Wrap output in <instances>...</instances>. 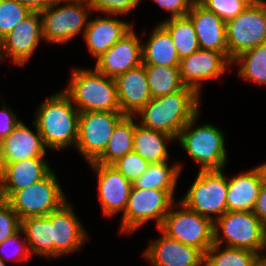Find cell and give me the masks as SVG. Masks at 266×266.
I'll use <instances>...</instances> for the list:
<instances>
[{
    "instance_id": "cell-35",
    "label": "cell",
    "mask_w": 266,
    "mask_h": 266,
    "mask_svg": "<svg viewBox=\"0 0 266 266\" xmlns=\"http://www.w3.org/2000/svg\"><path fill=\"white\" fill-rule=\"evenodd\" d=\"M253 0H202L200 4L225 23L242 13Z\"/></svg>"
},
{
    "instance_id": "cell-2",
    "label": "cell",
    "mask_w": 266,
    "mask_h": 266,
    "mask_svg": "<svg viewBox=\"0 0 266 266\" xmlns=\"http://www.w3.org/2000/svg\"><path fill=\"white\" fill-rule=\"evenodd\" d=\"M34 120L46 148L61 150L77 144L79 110L64 92L40 103Z\"/></svg>"
},
{
    "instance_id": "cell-45",
    "label": "cell",
    "mask_w": 266,
    "mask_h": 266,
    "mask_svg": "<svg viewBox=\"0 0 266 266\" xmlns=\"http://www.w3.org/2000/svg\"><path fill=\"white\" fill-rule=\"evenodd\" d=\"M251 266H265V264L259 259V257L252 263Z\"/></svg>"
},
{
    "instance_id": "cell-34",
    "label": "cell",
    "mask_w": 266,
    "mask_h": 266,
    "mask_svg": "<svg viewBox=\"0 0 266 266\" xmlns=\"http://www.w3.org/2000/svg\"><path fill=\"white\" fill-rule=\"evenodd\" d=\"M32 12L17 0H0V40Z\"/></svg>"
},
{
    "instance_id": "cell-13",
    "label": "cell",
    "mask_w": 266,
    "mask_h": 266,
    "mask_svg": "<svg viewBox=\"0 0 266 266\" xmlns=\"http://www.w3.org/2000/svg\"><path fill=\"white\" fill-rule=\"evenodd\" d=\"M40 39H43L41 16L39 11H33L0 40V61L8 55L14 64L22 67L37 49Z\"/></svg>"
},
{
    "instance_id": "cell-7",
    "label": "cell",
    "mask_w": 266,
    "mask_h": 266,
    "mask_svg": "<svg viewBox=\"0 0 266 266\" xmlns=\"http://www.w3.org/2000/svg\"><path fill=\"white\" fill-rule=\"evenodd\" d=\"M227 188L223 169L199 170L192 186L180 201L214 222L227 212Z\"/></svg>"
},
{
    "instance_id": "cell-39",
    "label": "cell",
    "mask_w": 266,
    "mask_h": 266,
    "mask_svg": "<svg viewBox=\"0 0 266 266\" xmlns=\"http://www.w3.org/2000/svg\"><path fill=\"white\" fill-rule=\"evenodd\" d=\"M21 233H22V231L20 230L13 237L7 238L2 243H0V251H2V254L4 253V250L6 251L7 248L9 246H11V244L14 246L17 244L16 246H19L18 248L14 247L15 250L10 251V252L14 251L13 253H11L12 256H10L13 258L12 260H14L16 257L17 261H25V260H29V258L31 257V254L29 252L27 244L24 245V242L26 243L25 237H24V240H22V238L20 237ZM21 242L23 243V245L25 247H23ZM20 245H22V247ZM2 254H0V257L3 259L4 262H5V259L3 257L10 260L9 257H6L7 255H2ZM14 255H15V257H14ZM8 256H9V254H8Z\"/></svg>"
},
{
    "instance_id": "cell-28",
    "label": "cell",
    "mask_w": 266,
    "mask_h": 266,
    "mask_svg": "<svg viewBox=\"0 0 266 266\" xmlns=\"http://www.w3.org/2000/svg\"><path fill=\"white\" fill-rule=\"evenodd\" d=\"M134 116H125L114 128L104 152L95 163L112 165L122 156L133 151L135 122Z\"/></svg>"
},
{
    "instance_id": "cell-20",
    "label": "cell",
    "mask_w": 266,
    "mask_h": 266,
    "mask_svg": "<svg viewBox=\"0 0 266 266\" xmlns=\"http://www.w3.org/2000/svg\"><path fill=\"white\" fill-rule=\"evenodd\" d=\"M120 111L125 116H136L152 99L145 66L142 64L115 78Z\"/></svg>"
},
{
    "instance_id": "cell-42",
    "label": "cell",
    "mask_w": 266,
    "mask_h": 266,
    "mask_svg": "<svg viewBox=\"0 0 266 266\" xmlns=\"http://www.w3.org/2000/svg\"><path fill=\"white\" fill-rule=\"evenodd\" d=\"M253 213L259 218V220L263 224L266 223V179L259 191V195L256 199Z\"/></svg>"
},
{
    "instance_id": "cell-21",
    "label": "cell",
    "mask_w": 266,
    "mask_h": 266,
    "mask_svg": "<svg viewBox=\"0 0 266 266\" xmlns=\"http://www.w3.org/2000/svg\"><path fill=\"white\" fill-rule=\"evenodd\" d=\"M36 133L20 121L13 131L0 141V163H13L32 157H44L46 147L37 129Z\"/></svg>"
},
{
    "instance_id": "cell-40",
    "label": "cell",
    "mask_w": 266,
    "mask_h": 266,
    "mask_svg": "<svg viewBox=\"0 0 266 266\" xmlns=\"http://www.w3.org/2000/svg\"><path fill=\"white\" fill-rule=\"evenodd\" d=\"M162 9L171 12V18L187 16L193 3L190 0H153Z\"/></svg>"
},
{
    "instance_id": "cell-26",
    "label": "cell",
    "mask_w": 266,
    "mask_h": 266,
    "mask_svg": "<svg viewBox=\"0 0 266 266\" xmlns=\"http://www.w3.org/2000/svg\"><path fill=\"white\" fill-rule=\"evenodd\" d=\"M22 234L25 235L29 252L54 258V241L51 221L47 216L29 217L21 220Z\"/></svg>"
},
{
    "instance_id": "cell-22",
    "label": "cell",
    "mask_w": 266,
    "mask_h": 266,
    "mask_svg": "<svg viewBox=\"0 0 266 266\" xmlns=\"http://www.w3.org/2000/svg\"><path fill=\"white\" fill-rule=\"evenodd\" d=\"M188 16L193 23L199 48L221 52L228 59L226 23L200 3H193Z\"/></svg>"
},
{
    "instance_id": "cell-32",
    "label": "cell",
    "mask_w": 266,
    "mask_h": 266,
    "mask_svg": "<svg viewBox=\"0 0 266 266\" xmlns=\"http://www.w3.org/2000/svg\"><path fill=\"white\" fill-rule=\"evenodd\" d=\"M235 62L240 66V78L266 85V42L240 53L232 64Z\"/></svg>"
},
{
    "instance_id": "cell-11",
    "label": "cell",
    "mask_w": 266,
    "mask_h": 266,
    "mask_svg": "<svg viewBox=\"0 0 266 266\" xmlns=\"http://www.w3.org/2000/svg\"><path fill=\"white\" fill-rule=\"evenodd\" d=\"M179 205L181 208L176 211L171 206L160 229L170 238L193 246L205 254L214 244L213 221L194 212L181 201Z\"/></svg>"
},
{
    "instance_id": "cell-46",
    "label": "cell",
    "mask_w": 266,
    "mask_h": 266,
    "mask_svg": "<svg viewBox=\"0 0 266 266\" xmlns=\"http://www.w3.org/2000/svg\"><path fill=\"white\" fill-rule=\"evenodd\" d=\"M258 257H259V259L265 264V266H266V255H265V253L264 254H259L258 255Z\"/></svg>"
},
{
    "instance_id": "cell-4",
    "label": "cell",
    "mask_w": 266,
    "mask_h": 266,
    "mask_svg": "<svg viewBox=\"0 0 266 266\" xmlns=\"http://www.w3.org/2000/svg\"><path fill=\"white\" fill-rule=\"evenodd\" d=\"M198 114L180 131L177 140L182 148L200 164V170H221L227 162L225 135L214 125L204 124L196 128Z\"/></svg>"
},
{
    "instance_id": "cell-41",
    "label": "cell",
    "mask_w": 266,
    "mask_h": 266,
    "mask_svg": "<svg viewBox=\"0 0 266 266\" xmlns=\"http://www.w3.org/2000/svg\"><path fill=\"white\" fill-rule=\"evenodd\" d=\"M15 114L2 103V109L0 110V141L7 137L20 122Z\"/></svg>"
},
{
    "instance_id": "cell-29",
    "label": "cell",
    "mask_w": 266,
    "mask_h": 266,
    "mask_svg": "<svg viewBox=\"0 0 266 266\" xmlns=\"http://www.w3.org/2000/svg\"><path fill=\"white\" fill-rule=\"evenodd\" d=\"M181 163L169 167L168 161L149 164L143 173L134 183V188L167 190L174 196V190L180 175Z\"/></svg>"
},
{
    "instance_id": "cell-15",
    "label": "cell",
    "mask_w": 266,
    "mask_h": 266,
    "mask_svg": "<svg viewBox=\"0 0 266 266\" xmlns=\"http://www.w3.org/2000/svg\"><path fill=\"white\" fill-rule=\"evenodd\" d=\"M141 39L133 27L96 62L95 69L111 78L142 65Z\"/></svg>"
},
{
    "instance_id": "cell-44",
    "label": "cell",
    "mask_w": 266,
    "mask_h": 266,
    "mask_svg": "<svg viewBox=\"0 0 266 266\" xmlns=\"http://www.w3.org/2000/svg\"><path fill=\"white\" fill-rule=\"evenodd\" d=\"M266 250V223L263 224V236H262V247H261V252L263 253Z\"/></svg>"
},
{
    "instance_id": "cell-31",
    "label": "cell",
    "mask_w": 266,
    "mask_h": 266,
    "mask_svg": "<svg viewBox=\"0 0 266 266\" xmlns=\"http://www.w3.org/2000/svg\"><path fill=\"white\" fill-rule=\"evenodd\" d=\"M145 71L152 98L173 94L185 87L180 77L179 67L145 66Z\"/></svg>"
},
{
    "instance_id": "cell-49",
    "label": "cell",
    "mask_w": 266,
    "mask_h": 266,
    "mask_svg": "<svg viewBox=\"0 0 266 266\" xmlns=\"http://www.w3.org/2000/svg\"><path fill=\"white\" fill-rule=\"evenodd\" d=\"M192 3H200L202 0H190Z\"/></svg>"
},
{
    "instance_id": "cell-33",
    "label": "cell",
    "mask_w": 266,
    "mask_h": 266,
    "mask_svg": "<svg viewBox=\"0 0 266 266\" xmlns=\"http://www.w3.org/2000/svg\"><path fill=\"white\" fill-rule=\"evenodd\" d=\"M213 244L204 254V266H251L258 253L239 248Z\"/></svg>"
},
{
    "instance_id": "cell-3",
    "label": "cell",
    "mask_w": 266,
    "mask_h": 266,
    "mask_svg": "<svg viewBox=\"0 0 266 266\" xmlns=\"http://www.w3.org/2000/svg\"><path fill=\"white\" fill-rule=\"evenodd\" d=\"M67 87L64 92L79 112L120 111L115 78L108 77L95 68L73 69Z\"/></svg>"
},
{
    "instance_id": "cell-25",
    "label": "cell",
    "mask_w": 266,
    "mask_h": 266,
    "mask_svg": "<svg viewBox=\"0 0 266 266\" xmlns=\"http://www.w3.org/2000/svg\"><path fill=\"white\" fill-rule=\"evenodd\" d=\"M142 64L171 67L180 65V58L171 36L160 23L154 28L147 42H142Z\"/></svg>"
},
{
    "instance_id": "cell-48",
    "label": "cell",
    "mask_w": 266,
    "mask_h": 266,
    "mask_svg": "<svg viewBox=\"0 0 266 266\" xmlns=\"http://www.w3.org/2000/svg\"><path fill=\"white\" fill-rule=\"evenodd\" d=\"M261 166H262V168H263V170L265 172V177H266V163L262 164Z\"/></svg>"
},
{
    "instance_id": "cell-43",
    "label": "cell",
    "mask_w": 266,
    "mask_h": 266,
    "mask_svg": "<svg viewBox=\"0 0 266 266\" xmlns=\"http://www.w3.org/2000/svg\"><path fill=\"white\" fill-rule=\"evenodd\" d=\"M32 11H41L56 3L58 0H17Z\"/></svg>"
},
{
    "instance_id": "cell-24",
    "label": "cell",
    "mask_w": 266,
    "mask_h": 266,
    "mask_svg": "<svg viewBox=\"0 0 266 266\" xmlns=\"http://www.w3.org/2000/svg\"><path fill=\"white\" fill-rule=\"evenodd\" d=\"M91 19L84 32L88 50L96 59L108 51L133 26L125 21L115 19L116 15ZM113 16V17H112Z\"/></svg>"
},
{
    "instance_id": "cell-37",
    "label": "cell",
    "mask_w": 266,
    "mask_h": 266,
    "mask_svg": "<svg viewBox=\"0 0 266 266\" xmlns=\"http://www.w3.org/2000/svg\"><path fill=\"white\" fill-rule=\"evenodd\" d=\"M20 228L18 215L6 200L0 199V243L17 234Z\"/></svg>"
},
{
    "instance_id": "cell-23",
    "label": "cell",
    "mask_w": 266,
    "mask_h": 266,
    "mask_svg": "<svg viewBox=\"0 0 266 266\" xmlns=\"http://www.w3.org/2000/svg\"><path fill=\"white\" fill-rule=\"evenodd\" d=\"M265 179V172L259 165L227 180V211H253Z\"/></svg>"
},
{
    "instance_id": "cell-27",
    "label": "cell",
    "mask_w": 266,
    "mask_h": 266,
    "mask_svg": "<svg viewBox=\"0 0 266 266\" xmlns=\"http://www.w3.org/2000/svg\"><path fill=\"white\" fill-rule=\"evenodd\" d=\"M175 138L135 123L133 151L149 164L169 160L166 142Z\"/></svg>"
},
{
    "instance_id": "cell-16",
    "label": "cell",
    "mask_w": 266,
    "mask_h": 266,
    "mask_svg": "<svg viewBox=\"0 0 266 266\" xmlns=\"http://www.w3.org/2000/svg\"><path fill=\"white\" fill-rule=\"evenodd\" d=\"M98 175V194L103 214L111 216L117 212L124 213L133 183L128 181L112 165L89 163Z\"/></svg>"
},
{
    "instance_id": "cell-17",
    "label": "cell",
    "mask_w": 266,
    "mask_h": 266,
    "mask_svg": "<svg viewBox=\"0 0 266 266\" xmlns=\"http://www.w3.org/2000/svg\"><path fill=\"white\" fill-rule=\"evenodd\" d=\"M46 216L52 225L54 258L80 250L88 235L68 201Z\"/></svg>"
},
{
    "instance_id": "cell-10",
    "label": "cell",
    "mask_w": 266,
    "mask_h": 266,
    "mask_svg": "<svg viewBox=\"0 0 266 266\" xmlns=\"http://www.w3.org/2000/svg\"><path fill=\"white\" fill-rule=\"evenodd\" d=\"M213 230L214 244L222 246L226 241L227 247L261 252L263 223L253 211H227L213 222Z\"/></svg>"
},
{
    "instance_id": "cell-6",
    "label": "cell",
    "mask_w": 266,
    "mask_h": 266,
    "mask_svg": "<svg viewBox=\"0 0 266 266\" xmlns=\"http://www.w3.org/2000/svg\"><path fill=\"white\" fill-rule=\"evenodd\" d=\"M60 187L57 176L51 170L43 179L28 188L15 191L6 201L20 220L46 216L68 201Z\"/></svg>"
},
{
    "instance_id": "cell-1",
    "label": "cell",
    "mask_w": 266,
    "mask_h": 266,
    "mask_svg": "<svg viewBox=\"0 0 266 266\" xmlns=\"http://www.w3.org/2000/svg\"><path fill=\"white\" fill-rule=\"evenodd\" d=\"M200 95L185 86L173 94L152 98L136 115L139 124L177 139L187 123L199 114Z\"/></svg>"
},
{
    "instance_id": "cell-9",
    "label": "cell",
    "mask_w": 266,
    "mask_h": 266,
    "mask_svg": "<svg viewBox=\"0 0 266 266\" xmlns=\"http://www.w3.org/2000/svg\"><path fill=\"white\" fill-rule=\"evenodd\" d=\"M173 199L167 190L132 187L127 207L122 214L120 232L130 234L153 219L160 228L171 206L174 205Z\"/></svg>"
},
{
    "instance_id": "cell-36",
    "label": "cell",
    "mask_w": 266,
    "mask_h": 266,
    "mask_svg": "<svg viewBox=\"0 0 266 266\" xmlns=\"http://www.w3.org/2000/svg\"><path fill=\"white\" fill-rule=\"evenodd\" d=\"M128 181L134 183L145 171L149 163L135 151L129 152L112 164Z\"/></svg>"
},
{
    "instance_id": "cell-18",
    "label": "cell",
    "mask_w": 266,
    "mask_h": 266,
    "mask_svg": "<svg viewBox=\"0 0 266 266\" xmlns=\"http://www.w3.org/2000/svg\"><path fill=\"white\" fill-rule=\"evenodd\" d=\"M157 229L161 237L150 243L143 253L153 266H204V254L199 249L170 238Z\"/></svg>"
},
{
    "instance_id": "cell-5",
    "label": "cell",
    "mask_w": 266,
    "mask_h": 266,
    "mask_svg": "<svg viewBox=\"0 0 266 266\" xmlns=\"http://www.w3.org/2000/svg\"><path fill=\"white\" fill-rule=\"evenodd\" d=\"M66 2V5H62ZM61 4V5H60ZM42 20L43 40L52 43H68L88 26L92 8L88 0H58L39 11ZM85 27V28H84Z\"/></svg>"
},
{
    "instance_id": "cell-19",
    "label": "cell",
    "mask_w": 266,
    "mask_h": 266,
    "mask_svg": "<svg viewBox=\"0 0 266 266\" xmlns=\"http://www.w3.org/2000/svg\"><path fill=\"white\" fill-rule=\"evenodd\" d=\"M0 164V199L3 200L43 179L52 170L44 157Z\"/></svg>"
},
{
    "instance_id": "cell-8",
    "label": "cell",
    "mask_w": 266,
    "mask_h": 266,
    "mask_svg": "<svg viewBox=\"0 0 266 266\" xmlns=\"http://www.w3.org/2000/svg\"><path fill=\"white\" fill-rule=\"evenodd\" d=\"M228 60L266 42V1L253 2L234 19L226 22Z\"/></svg>"
},
{
    "instance_id": "cell-12",
    "label": "cell",
    "mask_w": 266,
    "mask_h": 266,
    "mask_svg": "<svg viewBox=\"0 0 266 266\" xmlns=\"http://www.w3.org/2000/svg\"><path fill=\"white\" fill-rule=\"evenodd\" d=\"M125 117L121 111L80 112L76 149L94 162L105 150L116 125Z\"/></svg>"
},
{
    "instance_id": "cell-30",
    "label": "cell",
    "mask_w": 266,
    "mask_h": 266,
    "mask_svg": "<svg viewBox=\"0 0 266 266\" xmlns=\"http://www.w3.org/2000/svg\"><path fill=\"white\" fill-rule=\"evenodd\" d=\"M169 33L180 60L198 51L199 45L189 16L168 18L160 23Z\"/></svg>"
},
{
    "instance_id": "cell-38",
    "label": "cell",
    "mask_w": 266,
    "mask_h": 266,
    "mask_svg": "<svg viewBox=\"0 0 266 266\" xmlns=\"http://www.w3.org/2000/svg\"><path fill=\"white\" fill-rule=\"evenodd\" d=\"M141 0H88L92 11L105 15H126L139 4Z\"/></svg>"
},
{
    "instance_id": "cell-47",
    "label": "cell",
    "mask_w": 266,
    "mask_h": 266,
    "mask_svg": "<svg viewBox=\"0 0 266 266\" xmlns=\"http://www.w3.org/2000/svg\"><path fill=\"white\" fill-rule=\"evenodd\" d=\"M0 266H7L1 257H0Z\"/></svg>"
},
{
    "instance_id": "cell-14",
    "label": "cell",
    "mask_w": 266,
    "mask_h": 266,
    "mask_svg": "<svg viewBox=\"0 0 266 266\" xmlns=\"http://www.w3.org/2000/svg\"><path fill=\"white\" fill-rule=\"evenodd\" d=\"M231 65L221 52L199 49L180 60V77L185 86L200 95L202 82L219 78Z\"/></svg>"
}]
</instances>
